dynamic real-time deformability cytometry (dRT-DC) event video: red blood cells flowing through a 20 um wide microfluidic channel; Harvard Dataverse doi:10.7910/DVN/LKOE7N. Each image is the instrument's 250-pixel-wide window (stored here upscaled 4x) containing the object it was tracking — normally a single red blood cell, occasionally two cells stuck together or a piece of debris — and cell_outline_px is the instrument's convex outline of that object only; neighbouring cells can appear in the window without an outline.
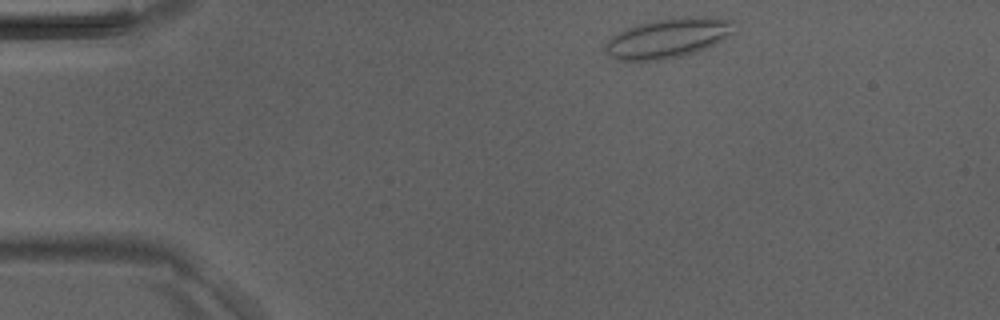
{"species": "Egyptian fruit bat (a non-hibernating species)", "species_latin": "Rousettus aegyptiacus", "temperature_condition": "room temperature", "stored_images_in_passage": 38, "camera_frame_rate_fps": 3000, "um_per_image_px": 0.085, "animal": {"sex": "male"}, "frame": {"image": 1, "passage_image": 1, "time_ms": 0.0, "image_size_px": [1000, 320], "cell_outline_px": [[736, 32], [724, 40], [696, 52], [680, 56], [660, 60], [616, 60], [608, 56], [604, 52], [604, 44], [616, 32], [636, 24], [672, 16], [712, 16], [732, 20]], "centroid_in_image_um": [56.79, 3.21], "position_along_channel_um": 28.2, "area_um2": 30.52}}
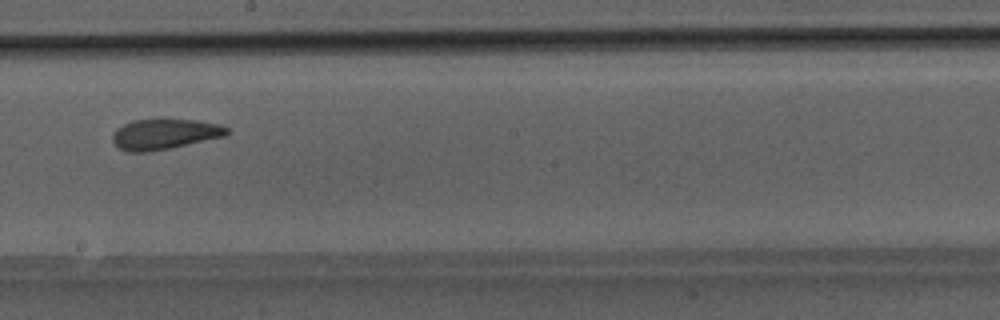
{"frame": {"image": 2, "passage_image": 19, "time_ms": 6.0, "image_size_px": [1000, 320], "cell_outline_px": [[232, 132], [224, 136], [172, 148], [148, 152], [128, 152], [120, 148], [112, 140], [112, 136], [116, 128], [132, 120], [196, 120], [220, 124], [228, 128]], "centroid_in_image_um": [14.01, 11.41], "position_along_channel_um": 234.2, "area_um2": 20.23}}
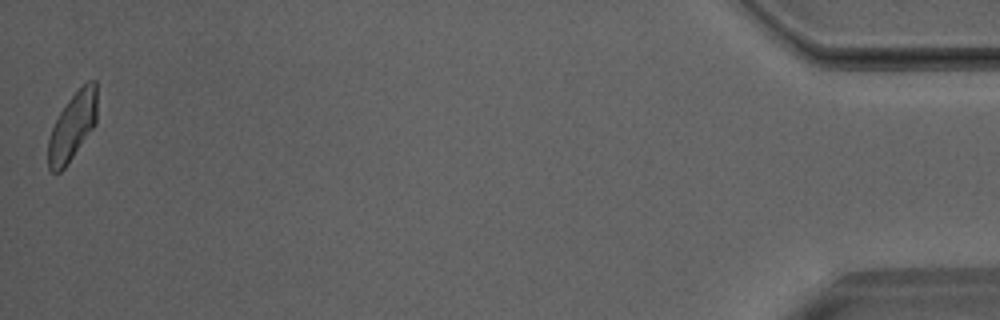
{"frame": {"image": 3, "passage_image": 38, "time_ms": 12.333, "image_size_px": [1000, 320], "cell_outline_px": [[96, 124], [64, 168], [60, 172], [52, 172], [48, 168], [48, 140], [52, 128], [60, 112], [68, 100], [88, 80], [96, 80]], "centroid_in_image_um": [6.15, 10.76], "position_along_channel_um": 429.0, "area_um2": 18.96}}